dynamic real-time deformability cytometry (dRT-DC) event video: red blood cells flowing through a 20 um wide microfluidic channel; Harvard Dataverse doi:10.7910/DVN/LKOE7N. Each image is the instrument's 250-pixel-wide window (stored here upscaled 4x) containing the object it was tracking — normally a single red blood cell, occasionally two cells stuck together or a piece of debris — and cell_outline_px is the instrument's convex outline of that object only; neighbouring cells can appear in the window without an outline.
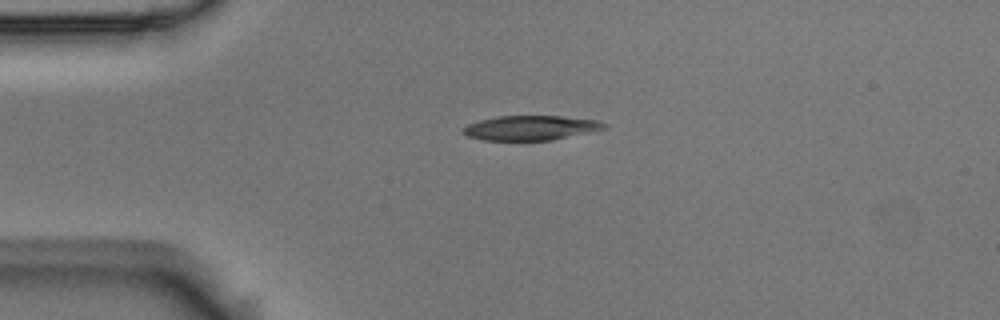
{"species": "Egyptian fruit bat (a non-hibernating species)", "species_latin": "Rousettus aegyptiacus", "temperature_condition": "room temperature", "stored_images_in_passage": 3, "camera_frame_rate_fps": 3000, "um_per_image_px": 0.085, "animal": {"sex": "male"}, "frame": {"image": 1, "passage_image": 1, "time_ms": 0.0, "image_size_px": [1000, 320], "cell_outline_px": [[608, 128], [552, 140], [484, 140], [468, 136], [460, 132], [460, 128], [468, 124], [480, 120], [496, 116], [560, 116], [600, 120], [608, 124]], "centroid_in_image_um": [45.11, 10.86], "position_along_channel_um": 39.9, "area_um2": 20.4}}
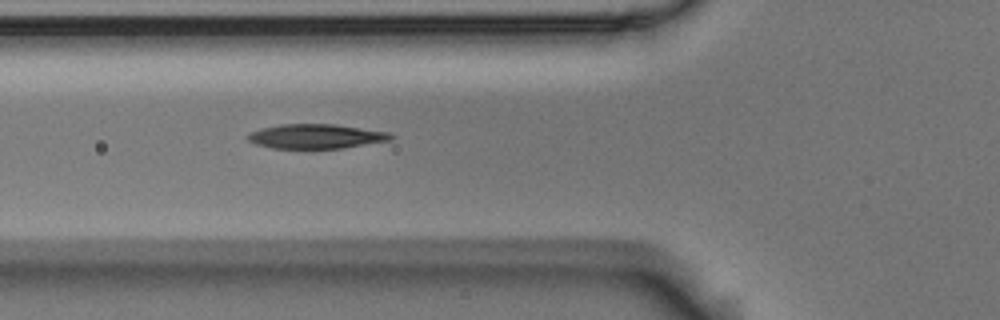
{"frame": {"image": 2, "passage_image": 3, "time_ms": 0.667, "image_size_px": [1000, 320], "cell_outline_px": [[396, 136], [392, 140], [344, 148], [272, 148], [256, 144], [248, 140], [244, 136], [260, 128], [280, 124], [336, 124], [388, 132]], "centroid_in_image_um": [26.87, 11.58], "position_along_channel_um": 98.9, "area_um2": 20.52}}